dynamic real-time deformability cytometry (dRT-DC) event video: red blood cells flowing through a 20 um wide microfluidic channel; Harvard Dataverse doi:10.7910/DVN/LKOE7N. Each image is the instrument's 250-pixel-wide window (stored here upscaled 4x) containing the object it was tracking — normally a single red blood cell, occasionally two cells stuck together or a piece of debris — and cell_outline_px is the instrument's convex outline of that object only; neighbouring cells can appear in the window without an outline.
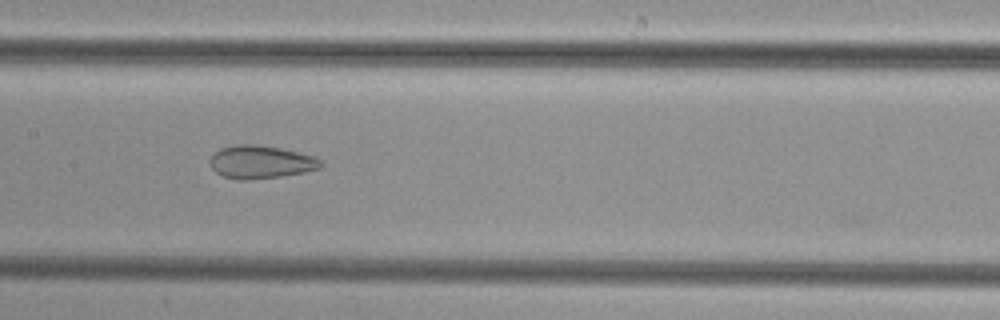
{"species": "common noctule bat (a hibernating species)", "species_latin": "Nyctalus noctula", "temperature_condition": "cold", "stored_images_in_passage": 48, "camera_frame_rate_fps": 3000, "um_per_image_px": 0.085, "animal": {"sex": "female", "body_mass_g": 29.2, "forearm_length_mm": 56.3}, "frame": {"image": 1, "passage_image": 23, "time_ms": 7.333, "image_size_px": [1000, 320], "cell_outline_px": [[324, 164], [320, 168], [304, 172], [280, 176], [248, 180], [236, 180], [224, 176], [216, 172], [212, 168], [208, 160], [220, 148], [236, 144], [256, 144], [280, 148], [316, 156]], "centroid_in_image_um": [22.16, 13.77], "position_along_channel_um": 185.2, "area_um2": 21.39}}
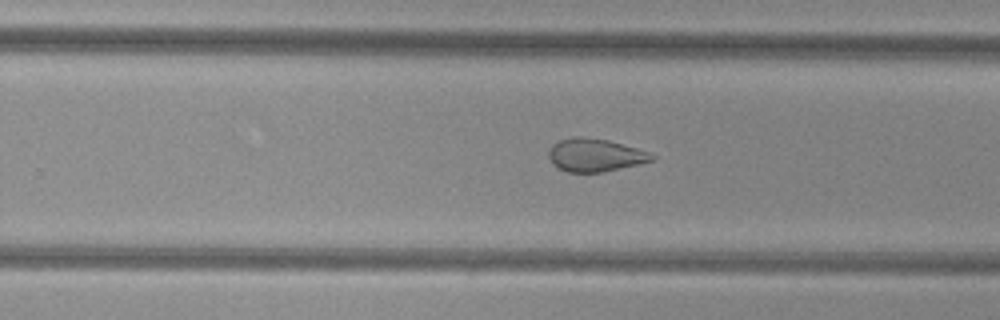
{"frame": {"image": 2, "passage_image": 30, "time_ms": 9.667, "image_size_px": [1000, 320], "cell_outline_px": [[656, 160], [640, 164], [604, 172], [568, 172], [552, 164], [548, 156], [548, 152], [552, 144], [560, 140], [576, 136], [580, 136], [608, 140], [636, 148], [648, 152], [656, 156]], "centroid_in_image_um": [50.59, 13.19], "position_along_channel_um": 279.2, "area_um2": 19.88}}
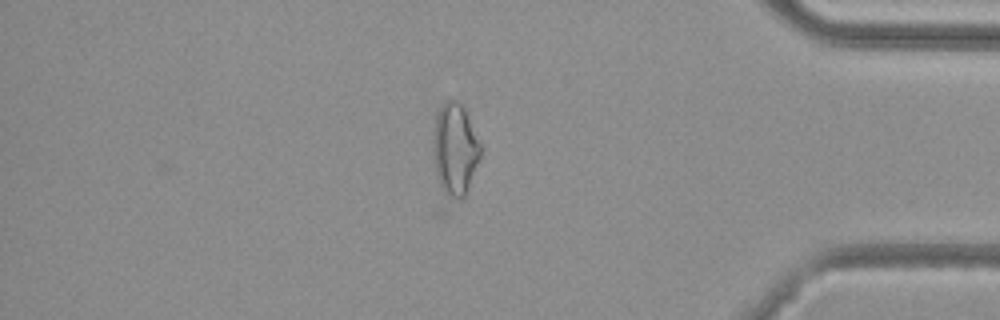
{"frame": {"image": 3, "passage_image": 41, "time_ms": 13.333, "image_size_px": [1000, 320], "cell_outline_px": [[484, 148], [468, 188], [464, 196], [460, 200], [452, 200], [444, 192], [440, 184], [436, 172], [432, 152], [432, 136], [436, 112], [444, 100], [448, 96], [456, 100], [464, 108]], "centroid_in_image_um": [38.67, 12.63], "position_along_channel_um": 396.5, "area_um2": 26.13}}